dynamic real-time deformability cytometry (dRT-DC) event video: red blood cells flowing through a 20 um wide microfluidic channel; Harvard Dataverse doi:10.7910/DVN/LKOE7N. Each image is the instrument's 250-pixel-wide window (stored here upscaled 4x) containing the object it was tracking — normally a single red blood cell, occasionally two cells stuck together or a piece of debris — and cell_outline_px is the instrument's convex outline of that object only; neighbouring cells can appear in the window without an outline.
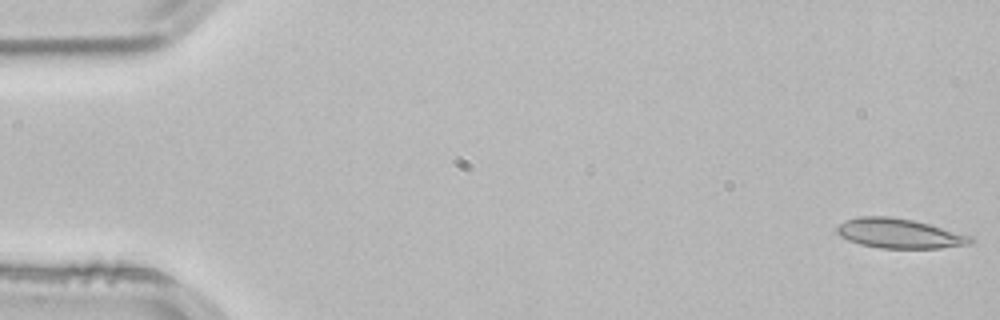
{"species": "common noctule bat (a hibernating species)", "species_latin": "Nyctalus noctula", "temperature_condition": "room temperature", "stored_images_in_passage": 25, "camera_frame_rate_fps": 3000, "um_per_image_px": 0.085, "animal": {"sex": "male", "body_mass_g": 21.5, "forearm_length_mm": 52.0}, "frame": {"image": 1, "passage_image": 1, "time_ms": 0.0, "image_size_px": [1000, 320], "cell_outline_px": [[972, 244], [940, 248], [880, 248], [860, 244], [848, 240], [840, 236], [836, 232], [836, 224], [844, 220], [860, 216], [888, 216], [912, 220], [928, 224], [972, 236]], "centroid_in_image_um": [76.39, 19.84], "position_along_channel_um": 8.6, "area_um2": 23.12}}
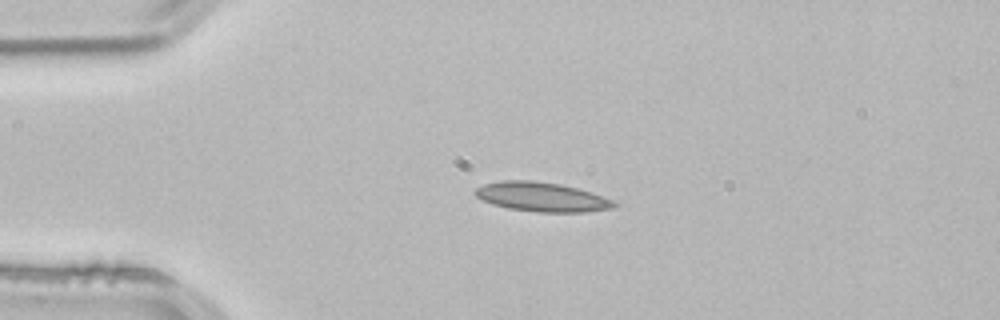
{"frame": {"image": 2, "passage_image": 12, "time_ms": 3.667, "image_size_px": [1000, 320], "cell_outline_px": [[620, 204], [616, 208], [584, 212], [536, 212], [508, 208], [492, 204], [480, 200], [472, 192], [476, 188], [484, 184], [504, 180], [532, 180], [560, 184], [592, 192], [612, 200]], "centroid_in_image_um": [46.05, 16.74], "position_along_channel_um": 39.0, "area_um2": 23.93}}
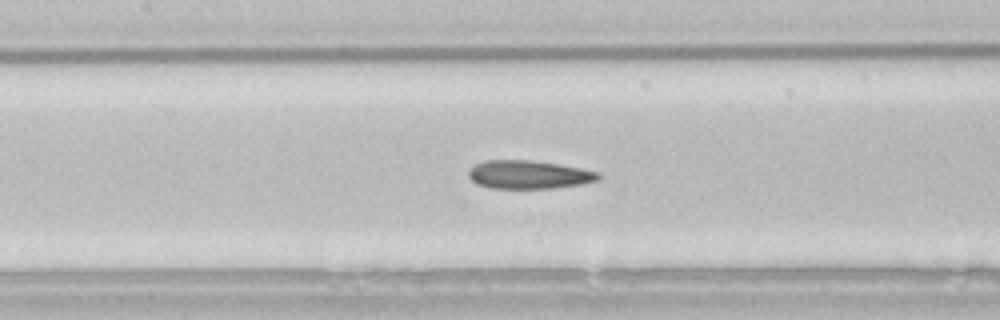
{"frame": {"image": 3, "passage_image": 24, "time_ms": 7.667, "image_size_px": [1000, 320], "cell_outline_px": [[600, 180], [580, 184], [552, 188], [492, 188], [476, 184], [468, 176], [468, 172], [476, 164], [484, 160], [528, 160], [560, 164], [600, 172]], "centroid_in_image_um": [44.96, 14.84], "position_along_channel_um": 162.4, "area_um2": 21.39}}